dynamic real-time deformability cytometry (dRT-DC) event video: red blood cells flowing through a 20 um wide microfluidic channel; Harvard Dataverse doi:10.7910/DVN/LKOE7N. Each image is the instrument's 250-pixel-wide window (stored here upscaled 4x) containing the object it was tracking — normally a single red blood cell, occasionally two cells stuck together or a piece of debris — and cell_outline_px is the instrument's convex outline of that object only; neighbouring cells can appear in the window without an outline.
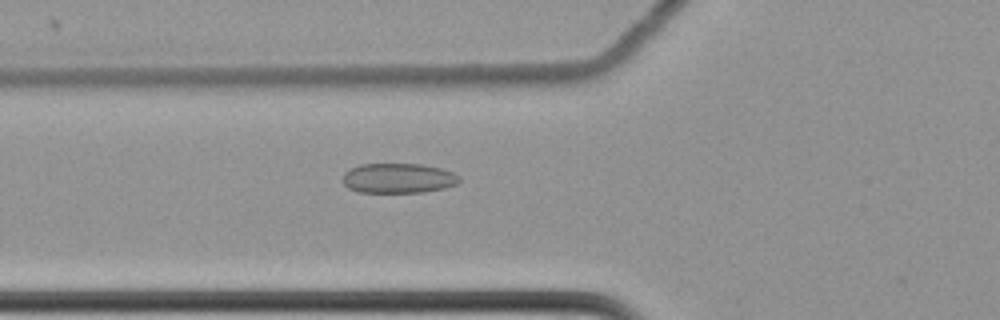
{"species": "common noctule bat (a hibernating species)", "species_latin": "Nyctalus noctula", "temperature_condition": "cold", "stored_images_in_passage": 61, "camera_frame_rate_fps": 3000, "um_per_image_px": 0.085, "animal": {"sex": "female", "body_mass_g": 22.7, "forearm_length_mm": 54.2}, "frame": {"image": 1, "passage_image": 24, "time_ms": 7.667, "image_size_px": [1000, 320], "cell_outline_px": [[460, 180], [456, 184], [444, 188], [424, 192], [356, 192], [348, 188], [340, 180], [344, 172], [348, 168], [360, 164], [420, 164], [440, 168], [452, 172], [460, 176]], "centroid_in_image_um": [33.79, 15.14], "position_along_channel_um": 92.0, "area_um2": 20.52}}
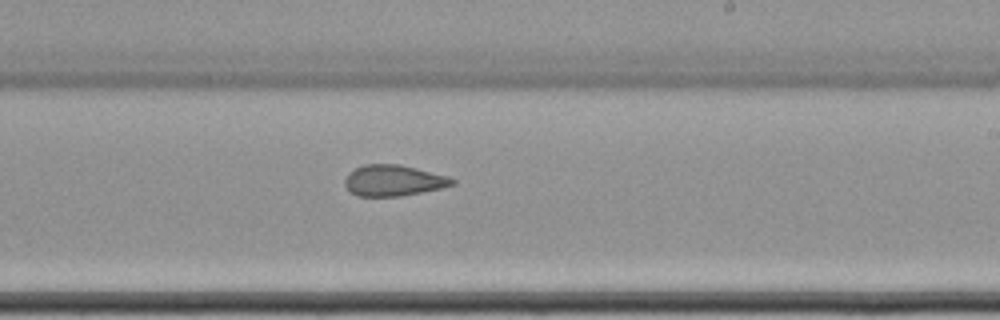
{"frame": {"image": 2, "passage_image": 38, "time_ms": 12.333, "image_size_px": [1000, 320], "cell_outline_px": [[456, 184], [440, 188], [400, 196], [356, 196], [344, 184], [344, 180], [348, 172], [364, 164], [400, 164], [448, 176], [456, 180]], "centroid_in_image_um": [33.44, 15.33], "position_along_channel_um": 255.6, "area_um2": 19.36}}
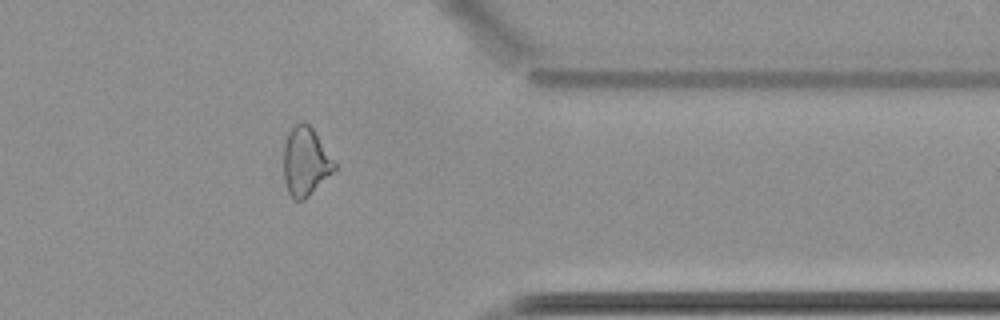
{"frame": {"image": 3, "passage_image": 50, "time_ms": 16.333, "image_size_px": [1000, 320], "cell_outline_px": [[336, 168], [304, 200], [292, 200], [288, 192], [284, 180], [284, 144], [288, 132], [300, 120], [304, 120], [312, 128], [336, 164]], "centroid_in_image_um": [25.93, 13.73], "position_along_channel_um": 385.5, "area_um2": 20.06}, "authors_computed_cell_mechanics": {"area_um2": 22.1374, "velocity_mm_per_s": 3.5007, "shape_relaxation_time_tau1_ms": null, "shape_relaxation_time_tau2_ms": 3.2547, "deformation_change_tau1": null, "deformation_change_tau2": 0.0992}}